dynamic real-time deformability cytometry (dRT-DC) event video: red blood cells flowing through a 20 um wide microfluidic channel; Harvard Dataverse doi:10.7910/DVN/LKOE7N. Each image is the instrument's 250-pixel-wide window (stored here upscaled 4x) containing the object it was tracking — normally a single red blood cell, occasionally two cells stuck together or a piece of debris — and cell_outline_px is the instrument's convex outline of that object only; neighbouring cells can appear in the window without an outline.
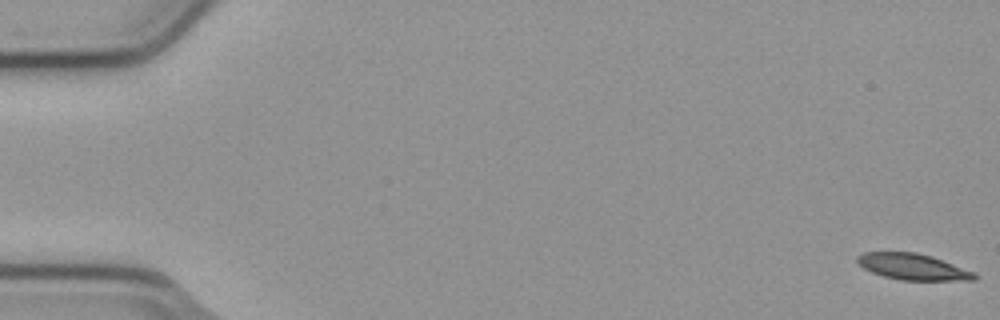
{"species": "common noctule bat (a hibernating species)", "species_latin": "Nyctalus noctula", "temperature_condition": "cold", "stored_images_in_passage": 55, "camera_frame_rate_fps": 3000, "um_per_image_px": 0.085, "animal": {"sex": "male", "body_mass_g": 23.1, "forearm_length_mm": 52.7}, "frame": {"image": 1, "passage_image": 1, "time_ms": 0.0, "image_size_px": [1000, 320], "cell_outline_px": [[976, 280], [900, 280], [884, 276], [872, 272], [864, 268], [856, 260], [856, 256], [864, 252], [916, 252], [932, 256], [976, 272]], "centroid_in_image_um": [77.61, 22.67], "position_along_channel_um": 7.4, "area_um2": 17.86}}
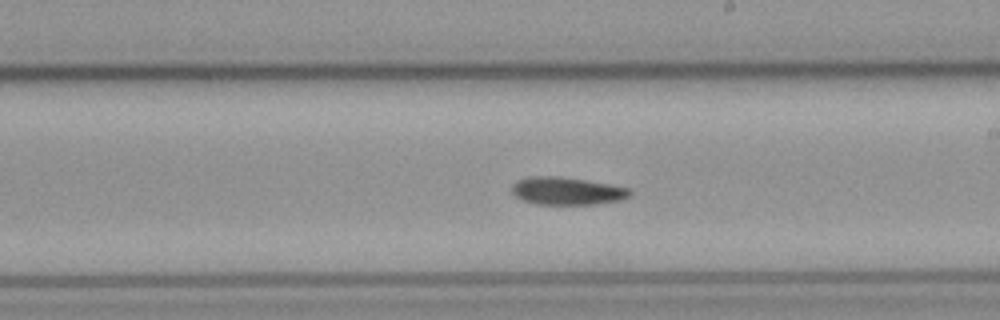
{"frame": {"image": 2, "passage_image": 32, "time_ms": 10.333, "image_size_px": [1000, 320], "cell_outline_px": [[632, 196], [620, 200], [596, 204], [536, 204], [524, 200], [516, 196], [512, 192], [512, 184], [516, 180], [528, 176], [560, 176], [632, 188]], "centroid_in_image_um": [48.21, 16.22], "position_along_channel_um": 240.8, "area_um2": 19.13}}
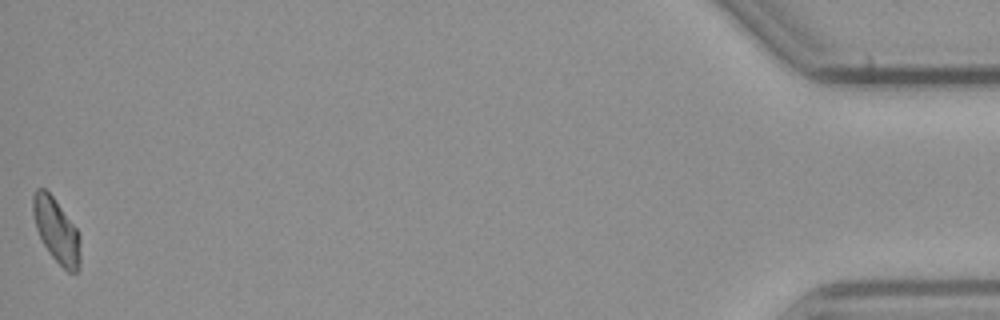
{"frame": {"image": 3, "passage_image": 55, "time_ms": 18.0, "image_size_px": [1000, 320], "cell_outline_px": [[80, 268], [76, 272], [68, 272], [48, 252], [36, 228], [32, 212], [32, 196], [36, 188], [44, 188], [52, 196], [76, 228], [80, 236]], "centroid_in_image_um": [4.79, 19.59], "position_along_channel_um": 430.4, "area_um2": 17.57}, "authors_computed_cell_mechanics": {"area_um2": 18.7272, "velocity_mm_per_s": 3.7764, "shape_relaxation_time_tau1_ms": 7.4374, "shape_relaxation_time_tau2_ms": null, "deformation_change_tau1": 0.1533, "deformation_change_tau2": null}}